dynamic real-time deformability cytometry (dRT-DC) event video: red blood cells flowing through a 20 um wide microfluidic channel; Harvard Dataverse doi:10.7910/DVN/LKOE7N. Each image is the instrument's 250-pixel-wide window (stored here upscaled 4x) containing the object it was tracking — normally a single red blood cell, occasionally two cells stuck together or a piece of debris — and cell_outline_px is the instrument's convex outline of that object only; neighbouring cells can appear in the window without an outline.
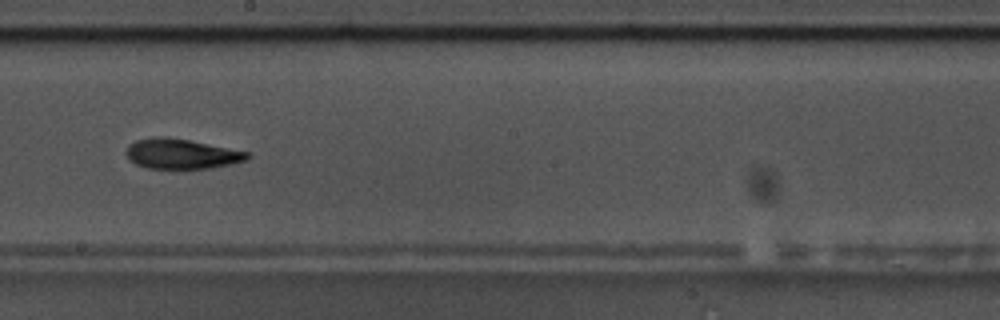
{"species": "common noctule bat (a hibernating species)", "species_latin": "Nyctalus noctula", "temperature_condition": "warm", "stored_images_in_passage": 56, "camera_frame_rate_fps": 3000, "um_per_image_px": 0.085, "animal": {"sex": "male", "body_mass_g": 17.5, "forearm_length_mm": 52.3}, "frame": {"image": 1, "passage_image": 32, "time_ms": 10.333, "image_size_px": [1000, 320], "cell_outline_px": [[252, 156], [244, 160], [228, 164], [208, 168], [148, 168], [136, 164], [124, 152], [128, 144], [136, 140], [156, 136], [168, 136], [248, 152]], "centroid_in_image_um": [15.37, 13.06], "position_along_channel_um": 232.8, "area_um2": 20.87}}